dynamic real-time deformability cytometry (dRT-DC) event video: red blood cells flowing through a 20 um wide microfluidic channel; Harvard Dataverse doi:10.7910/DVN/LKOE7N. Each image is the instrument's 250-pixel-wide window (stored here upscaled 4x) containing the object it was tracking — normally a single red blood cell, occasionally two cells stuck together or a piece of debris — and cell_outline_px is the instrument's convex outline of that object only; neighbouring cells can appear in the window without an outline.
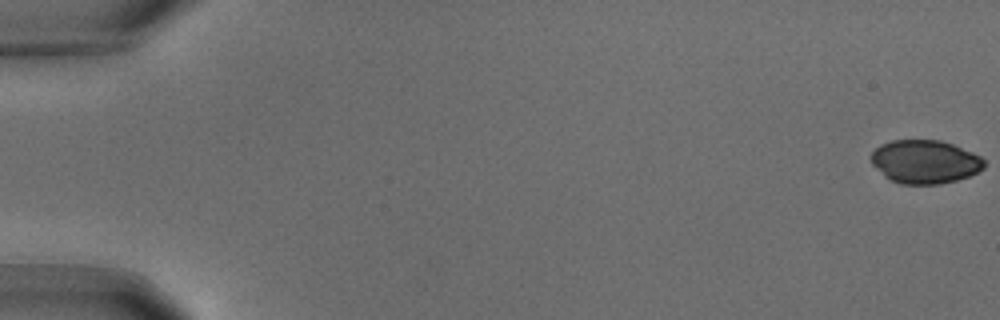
{"species": "common noctule bat (a hibernating species)", "species_latin": "Nyctalus noctula", "temperature_condition": "warm", "stored_images_in_passage": 89, "camera_frame_rate_fps": 3000, "um_per_image_px": 0.085, "animal": {"sex": "male", "body_mass_g": 18.8}, "frame": {"image": 1, "passage_image": 1, "time_ms": 0.0, "image_size_px": [1000, 320], "cell_outline_px": [[984, 168], [968, 176], [956, 180], [940, 184], [900, 184], [884, 176], [872, 164], [872, 152], [880, 144], [892, 140], [940, 140], [952, 144], [972, 152], [980, 156], [984, 160]], "centroid_in_image_um": [78.61, 13.74], "position_along_channel_um": 6.4, "area_um2": 28.5}}
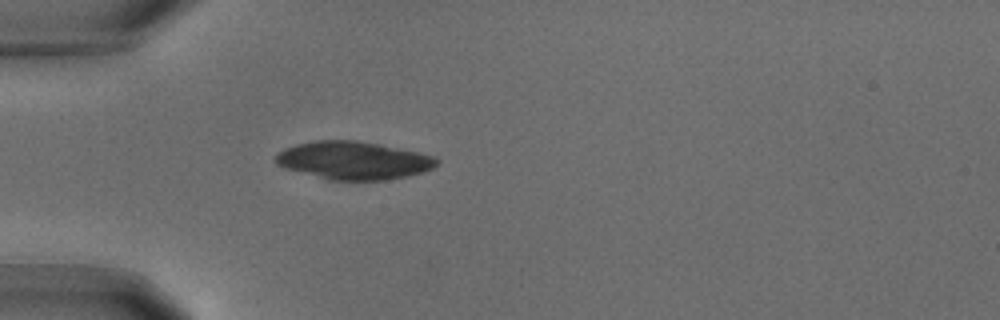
{"frame": {"image": 2, "passage_image": 28, "time_ms": 9.0, "image_size_px": [1000, 320], "cell_outline_px": [[440, 160], [432, 168], [424, 172], [408, 176], [384, 180], [328, 180], [284, 168], [276, 164], [272, 160], [276, 152], [284, 148], [296, 144], [316, 140], [356, 140], [380, 144], [436, 156]], "centroid_in_image_um": [30.0, 13.63], "position_along_channel_um": 55.0, "area_um2": 36.01}}
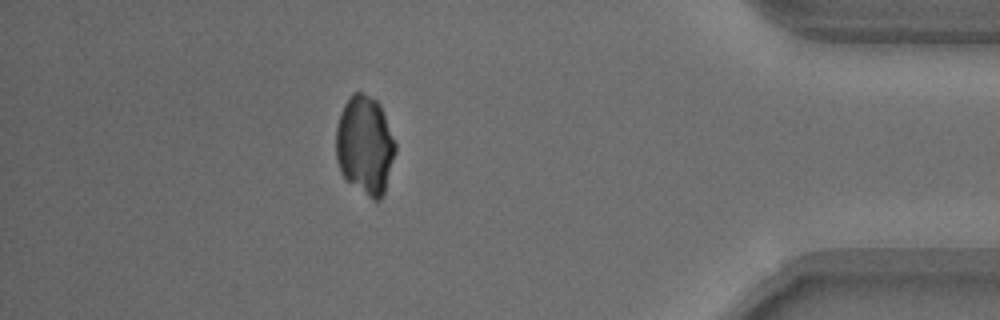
{"frame": {"image": 3, "passage_image": 79, "time_ms": 26.0, "image_size_px": [1000, 320], "cell_outline_px": [[396, 152], [384, 196], [380, 200], [372, 200], [348, 180], [340, 172], [336, 160], [336, 128], [340, 112], [344, 104], [352, 92], [364, 92], [376, 100], [380, 104], [396, 144]], "centroid_in_image_um": [31.02, 12.34], "position_along_channel_um": 404.2, "area_um2": 34.45}}